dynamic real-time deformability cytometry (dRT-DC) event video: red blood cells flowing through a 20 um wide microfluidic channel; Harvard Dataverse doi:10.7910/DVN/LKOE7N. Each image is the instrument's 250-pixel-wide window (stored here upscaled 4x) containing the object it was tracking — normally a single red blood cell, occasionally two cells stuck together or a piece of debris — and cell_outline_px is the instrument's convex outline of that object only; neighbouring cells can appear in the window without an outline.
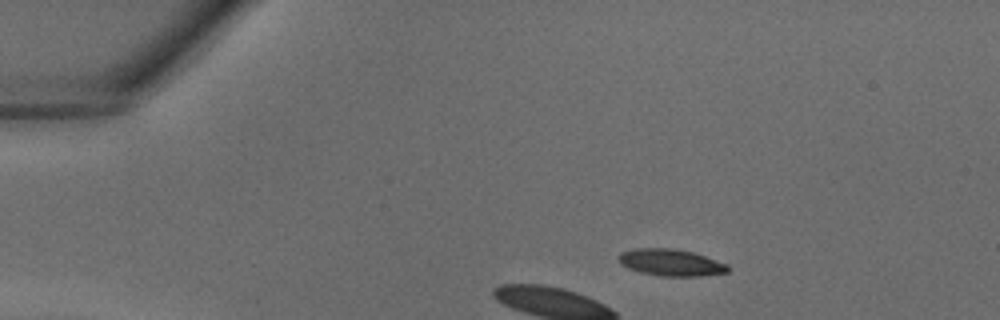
{"species": "common noctule bat (a hibernating species)", "species_latin": "Nyctalus noctula", "temperature_condition": "warm", "stored_images_in_passage": 12, "camera_frame_rate_fps": 3000, "um_per_image_px": 0.085, "animal": {"sex": "male", "body_mass_g": 18.8}, "frame": {"image": 1, "passage_image": 7, "time_ms": 2.0, "image_size_px": [1000, 320], "cell_outline_px": [[728, 272], [700, 276], [660, 276], [640, 272], [628, 268], [620, 264], [620, 252], [636, 248], [672, 248], [692, 252], [728, 264]], "centroid_in_image_um": [57.01, 22.31], "position_along_channel_um": 28.0, "area_um2": 16.94}}